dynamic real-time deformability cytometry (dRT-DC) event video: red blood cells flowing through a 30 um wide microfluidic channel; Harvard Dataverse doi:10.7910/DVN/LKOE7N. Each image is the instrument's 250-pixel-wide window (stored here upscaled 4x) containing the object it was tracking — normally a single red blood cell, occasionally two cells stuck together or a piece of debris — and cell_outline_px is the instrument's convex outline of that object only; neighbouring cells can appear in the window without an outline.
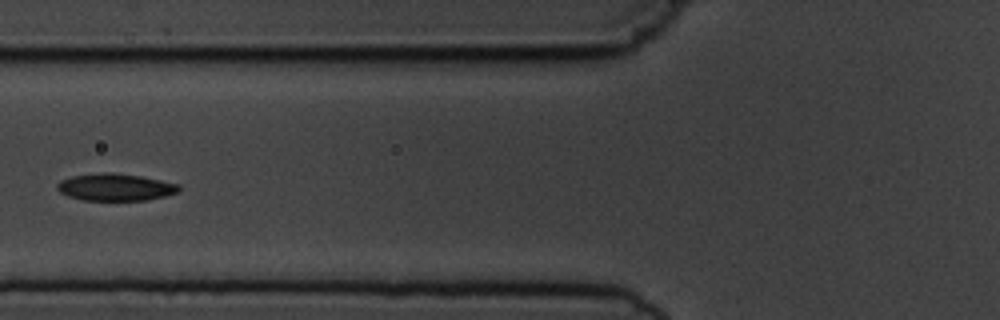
{"species": "common noctule bat (a hibernating species)", "species_latin": "Nyctalus noctula", "temperature_condition": "cold", "stored_images_in_passage": 6, "camera_frame_rate_fps": 3000, "um_per_image_px": 0.085, "animal": {"sex": "male", "body_mass_g": 19.5, "forearm_length_mm": 54.6}, "frame": {"image": 1, "passage_image": 6, "time_ms": 6.667, "image_size_px": [1000, 320], "cell_outline_px": [[180, 192], [164, 196], [144, 200], [84, 200], [68, 196], [60, 192], [56, 188], [56, 184], [60, 180], [72, 176], [100, 172], [112, 172], [140, 176], [180, 184]], "centroid_in_image_um": [9.8, 15.9], "position_along_channel_um": 116.0, "area_um2": 19.31}}